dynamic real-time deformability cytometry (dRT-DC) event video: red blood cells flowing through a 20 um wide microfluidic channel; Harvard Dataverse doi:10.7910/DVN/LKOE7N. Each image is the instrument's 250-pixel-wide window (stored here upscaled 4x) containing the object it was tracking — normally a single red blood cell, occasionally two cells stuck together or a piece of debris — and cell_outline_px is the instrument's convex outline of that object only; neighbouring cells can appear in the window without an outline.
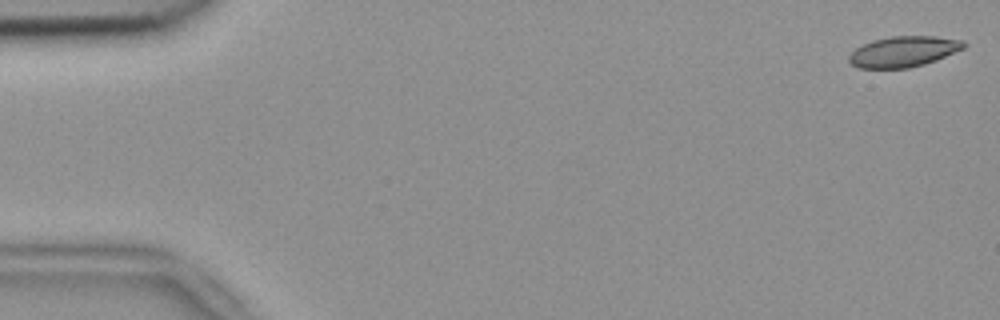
{"species": "common noctule bat (a hibernating species)", "species_latin": "Nyctalus noctula", "temperature_condition": "room temperature", "stored_images_in_passage": 53, "camera_frame_rate_fps": 3000, "um_per_image_px": 0.085, "animal": {"sex": "female", "body_mass_g": 18.4}, "frame": {"image": 1, "passage_image": 1, "time_ms": 0.0, "image_size_px": [1000, 320], "cell_outline_px": [[968, 44], [964, 48], [936, 60], [924, 64], [908, 68], [860, 68], [852, 64], [848, 60], [848, 56], [856, 48], [872, 40], [892, 36], [936, 36], [964, 40]], "centroid_in_image_um": [76.82, 4.37], "position_along_channel_um": 8.2, "area_um2": 20.52}}
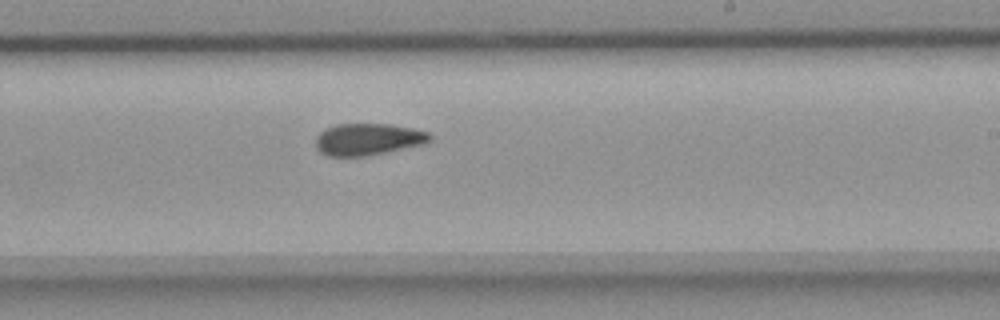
{"frame": {"image": 2, "passage_image": 32, "time_ms": 10.333, "image_size_px": [1000, 320], "cell_outline_px": [[432, 140], [424, 144], [364, 156], [328, 156], [320, 152], [316, 148], [316, 136], [324, 128], [336, 124], [392, 124], [412, 128], [428, 132], [432, 136]], "centroid_in_image_um": [31.27, 11.83], "position_along_channel_um": 257.7, "area_um2": 21.21}}
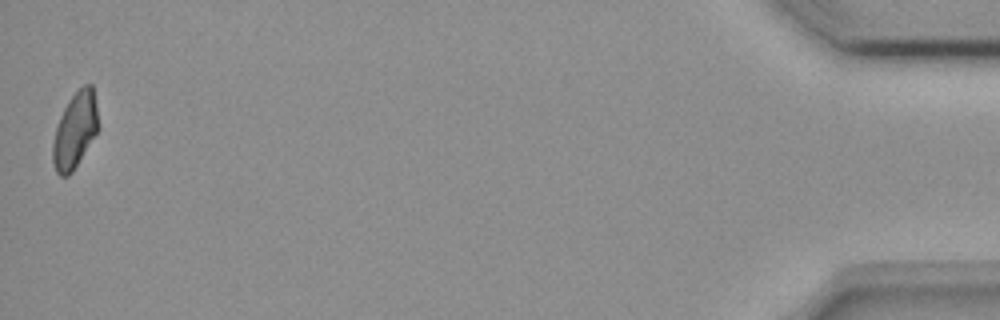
{"frame": {"image": 3, "passage_image": 53, "time_ms": 17.333, "image_size_px": [1000, 320], "cell_outline_px": [[100, 128], [72, 172], [68, 176], [60, 176], [56, 172], [52, 160], [52, 144], [56, 128], [60, 116], [68, 100], [84, 84], [92, 84], [96, 104]], "centroid_in_image_um": [6.38, 11.08], "position_along_channel_um": 428.8, "area_um2": 20.11}, "authors_computed_cell_mechanics": {"area_um2": 21.2704, "velocity_mm_per_s": 3.7801, "shape_relaxation_time_tau1_ms": null, "shape_relaxation_time_tau2_ms": 4.4075, "deformation_change_tau1": null, "deformation_change_tau2": 0.0917}}